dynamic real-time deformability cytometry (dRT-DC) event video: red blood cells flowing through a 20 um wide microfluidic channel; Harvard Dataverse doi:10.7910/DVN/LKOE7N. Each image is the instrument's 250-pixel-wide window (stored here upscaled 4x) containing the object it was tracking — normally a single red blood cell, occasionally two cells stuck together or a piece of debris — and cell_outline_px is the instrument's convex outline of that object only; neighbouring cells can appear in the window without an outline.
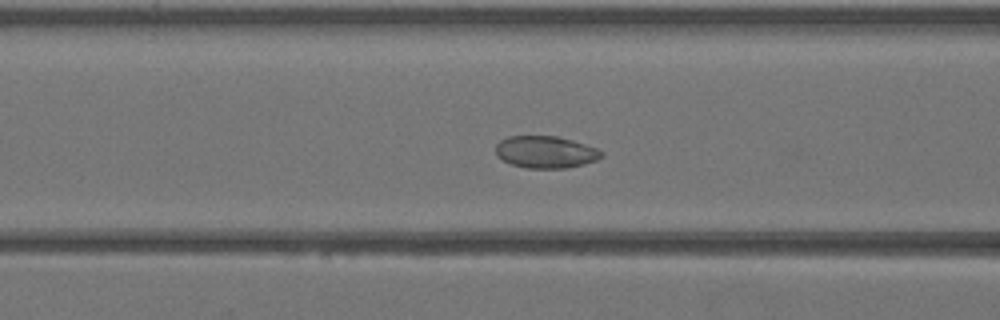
{"species": "Egyptian fruit bat (a non-hibernating species)", "species_latin": "Rousettus aegyptiacus", "temperature_condition": "warm", "stored_images_in_passage": 43, "camera_frame_rate_fps": 3000, "um_per_image_px": 0.085, "animal": {"sex": "female"}, "frame": {"image": 1, "passage_image": 17, "time_ms": 5.333, "image_size_px": [1000, 320], "cell_outline_px": [[604, 156], [596, 160], [584, 164], [568, 168], [528, 168], [512, 164], [496, 156], [496, 144], [500, 140], [508, 136], [556, 136], [572, 140], [596, 148], [604, 152]], "centroid_in_image_um": [46.38, 12.92], "position_along_channel_um": 120.2, "area_um2": 19.77}}
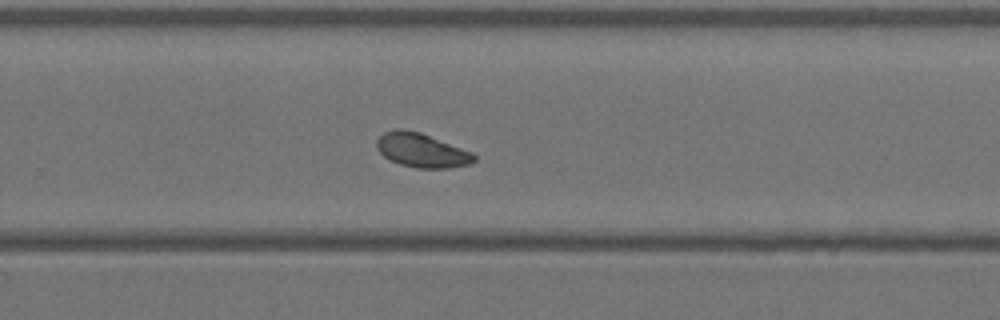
{"frame": {"image": 2, "passage_image": 28, "time_ms": 9.0, "image_size_px": [1000, 320], "cell_outline_px": [[476, 160], [468, 164], [452, 168], [416, 168], [400, 164], [384, 156], [376, 148], [376, 140], [384, 132], [392, 128], [404, 128], [420, 132], [472, 152], [476, 156]], "centroid_in_image_um": [35.82, 12.76], "position_along_channel_um": 294.0, "area_um2": 19.42}}
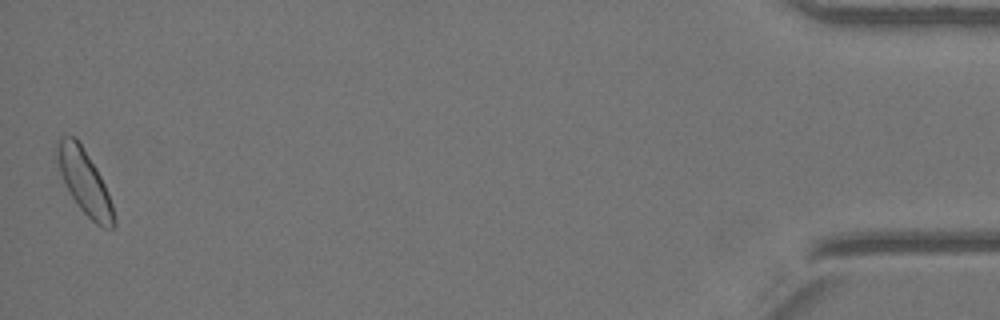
{"frame": {"image": 3, "passage_image": 42, "time_ms": 13.667, "image_size_px": [1000, 320], "cell_outline_px": [[116, 224], [112, 228], [104, 228], [96, 224], [80, 208], [72, 196], [52, 156], [52, 152], [60, 136], [76, 136], [96, 168], [108, 192], [112, 204], [116, 220]], "centroid_in_image_um": [7.13, 15.4], "position_along_channel_um": 428.1, "area_um2": 21.39}}